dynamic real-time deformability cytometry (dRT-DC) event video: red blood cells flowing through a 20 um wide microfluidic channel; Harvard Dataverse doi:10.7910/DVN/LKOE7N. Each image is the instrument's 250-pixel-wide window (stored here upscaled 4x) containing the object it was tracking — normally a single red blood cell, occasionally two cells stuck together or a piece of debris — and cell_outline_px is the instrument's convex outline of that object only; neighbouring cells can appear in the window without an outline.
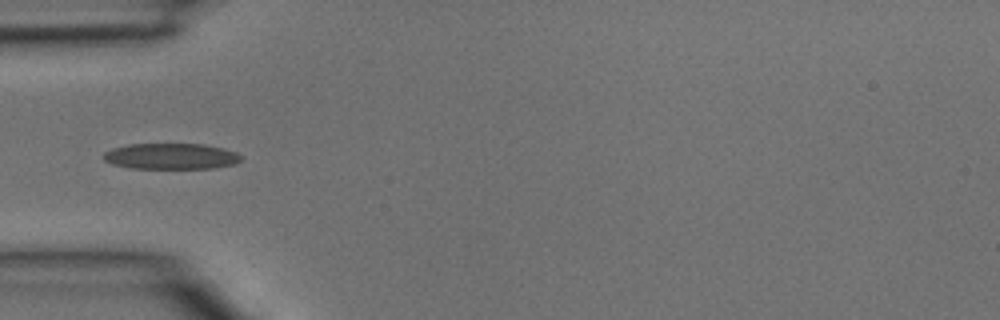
{"species": "common noctule bat (a hibernating species)", "species_latin": "Nyctalus noctula", "temperature_condition": "room temperature", "stored_images_in_passage": 11, "camera_frame_rate_fps": 3000, "um_per_image_px": 0.085, "animal": {"sex": "male", "body_mass_g": 15.6}, "frame": {"image": 1, "passage_image": 7, "time_ms": 2.0, "image_size_px": [1000, 320], "cell_outline_px": [[240, 160], [236, 164], [212, 168], [132, 168], [112, 164], [104, 160], [100, 156], [104, 152], [112, 148], [128, 144], [204, 144], [224, 148], [236, 152], [240, 156]], "centroid_in_image_um": [14.5, 13.28], "position_along_channel_um": 70.5, "area_um2": 20.87}}